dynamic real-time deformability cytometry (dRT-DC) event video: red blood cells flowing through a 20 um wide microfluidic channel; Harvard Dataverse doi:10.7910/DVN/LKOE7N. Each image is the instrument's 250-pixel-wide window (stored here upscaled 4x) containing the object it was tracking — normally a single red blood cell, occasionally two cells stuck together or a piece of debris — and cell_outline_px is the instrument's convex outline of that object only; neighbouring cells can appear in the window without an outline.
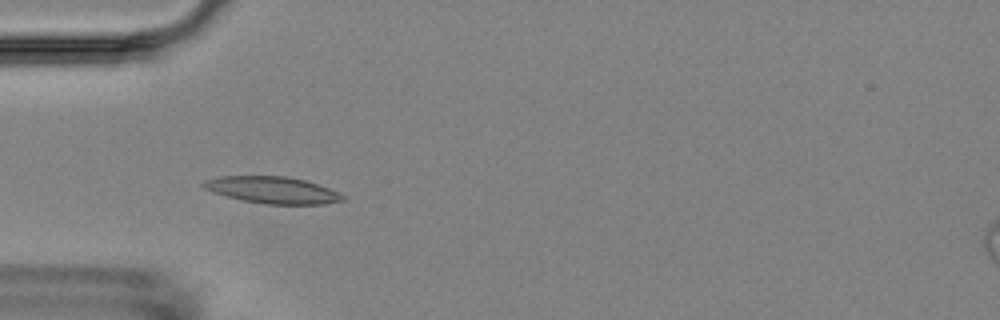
{"species": "Egyptian fruit bat (a non-hibernating species)", "species_latin": "Rousettus aegyptiacus", "temperature_condition": "room temperature", "stored_images_in_passage": 11, "camera_frame_rate_fps": 3000, "um_per_image_px": 0.085, "animal": {"sex": "female"}, "frame": {"image": 1, "passage_image": 5, "time_ms": 5.333, "image_size_px": [1000, 320], "cell_outline_px": [[344, 200], [324, 204], [264, 204], [244, 200], [212, 192], [204, 188], [200, 184], [204, 180], [220, 176], [284, 176], [304, 180], [328, 188], [344, 196]], "centroid_in_image_um": [23.11, 16.15], "position_along_channel_um": 61.9, "area_um2": 21.44}}
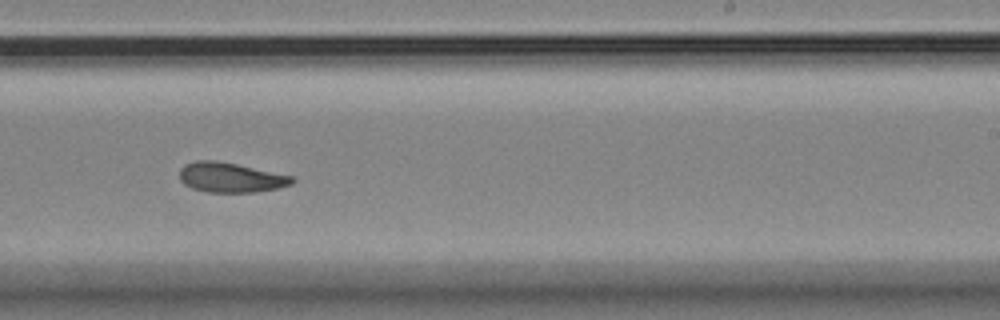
{"frame": {"image": 2, "passage_image": 10, "time_ms": 11.333, "image_size_px": [1000, 320], "cell_outline_px": [[296, 180], [292, 184], [276, 188], [256, 192], [208, 192], [192, 188], [184, 184], [180, 180], [180, 168], [184, 164], [196, 160], [216, 160], [236, 164], [292, 176]], "centroid_in_image_um": [19.57, 15.08], "position_along_channel_um": 269.4, "area_um2": 19.48}}
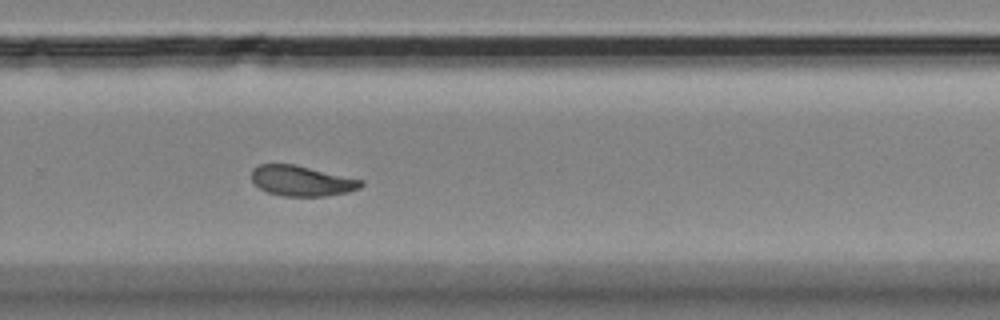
{"frame": {"image": 3, "passage_image": 11, "time_ms": 12.333, "image_size_px": [1000, 320], "cell_outline_px": [[364, 184], [360, 188], [348, 192], [324, 196], [284, 196], [268, 192], [260, 188], [252, 180], [252, 168], [260, 164], [296, 164], [364, 180]], "centroid_in_image_um": [25.67, 15.36], "position_along_channel_um": 304.1, "area_um2": 19.42}}